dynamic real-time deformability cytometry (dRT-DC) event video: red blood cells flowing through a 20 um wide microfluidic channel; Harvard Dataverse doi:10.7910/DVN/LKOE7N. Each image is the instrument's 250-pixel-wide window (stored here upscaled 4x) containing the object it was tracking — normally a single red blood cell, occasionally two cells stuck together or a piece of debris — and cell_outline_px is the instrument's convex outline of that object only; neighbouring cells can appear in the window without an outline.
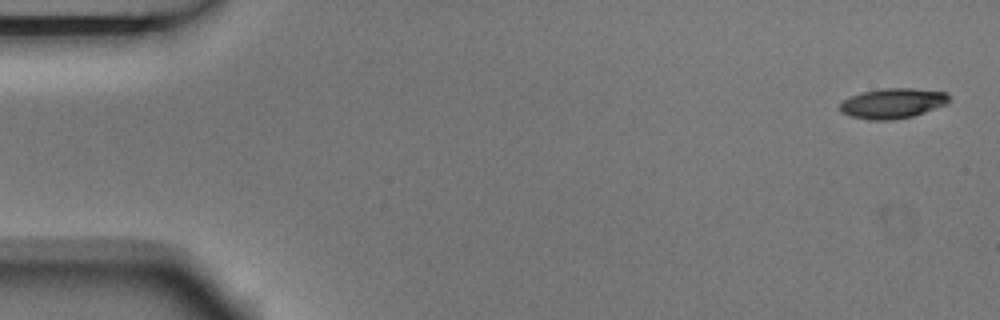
{"species": "Egyptian fruit bat (a non-hibernating species)", "species_latin": "Rousettus aegyptiacus", "temperature_condition": "room temperature", "stored_images_in_passage": 3, "camera_frame_rate_fps": 3000, "um_per_image_px": 0.085, "animal": {"sex": "male"}, "frame": {"image": 1, "passage_image": 1, "time_ms": 0.0, "image_size_px": [1000, 320], "cell_outline_px": [[952, 100], [948, 104], [912, 116], [892, 120], [872, 120], [848, 116], [840, 112], [840, 104], [848, 96], [860, 92], [880, 88], [912, 88], [948, 92]], "centroid_in_image_um": [75.89, 8.77], "position_along_channel_um": 9.1, "area_um2": 19.54}}